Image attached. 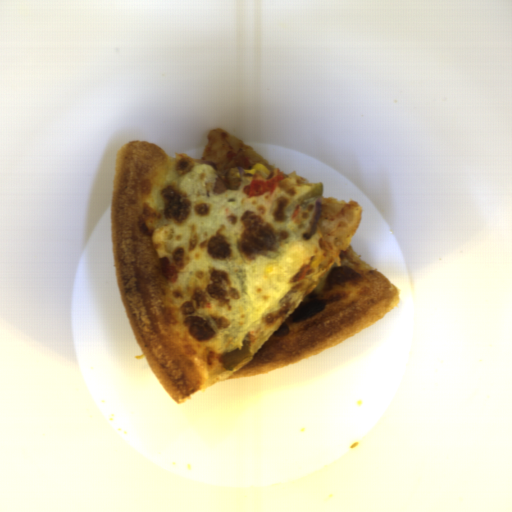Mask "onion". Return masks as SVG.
Listing matches in <instances>:
<instances>
[{"mask_svg": "<svg viewBox=\"0 0 512 512\" xmlns=\"http://www.w3.org/2000/svg\"><path fill=\"white\" fill-rule=\"evenodd\" d=\"M250 341L251 335L249 332L242 337L241 348H237L235 351L225 354L221 357L219 363L222 365V367L232 372L234 367H236L248 357H252V353L250 352Z\"/></svg>", "mask_w": 512, "mask_h": 512, "instance_id": "obj_1", "label": "onion"}, {"mask_svg": "<svg viewBox=\"0 0 512 512\" xmlns=\"http://www.w3.org/2000/svg\"><path fill=\"white\" fill-rule=\"evenodd\" d=\"M321 208H322V200L320 197L317 200H315L313 221L311 223L309 230L302 234V236H301L302 239L309 240L313 236V234L316 231L318 224H319V220L321 217Z\"/></svg>", "mask_w": 512, "mask_h": 512, "instance_id": "obj_2", "label": "onion"}]
</instances>
